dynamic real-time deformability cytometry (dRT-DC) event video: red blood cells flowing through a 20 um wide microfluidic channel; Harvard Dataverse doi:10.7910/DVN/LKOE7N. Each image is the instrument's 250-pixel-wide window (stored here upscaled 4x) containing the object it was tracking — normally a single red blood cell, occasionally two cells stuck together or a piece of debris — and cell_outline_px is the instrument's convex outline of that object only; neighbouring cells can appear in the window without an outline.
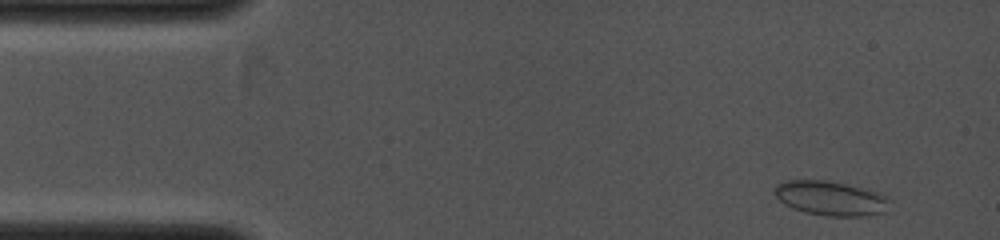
{"species": "common noctule bat (a hibernating species)", "species_latin": "Nyctalus noctula", "temperature_condition": "cold", "stored_images_in_passage": 9, "camera_frame_rate_fps": 4000, "um_per_image_px": 0.085, "animal": {"sex": "female", "body_mass_g": 19.0, "forearm_length_mm": 53.3}, "frame": {"image": 1, "passage_image": 2, "time_ms": 0.5, "image_size_px": [1000, 240], "cell_outline_px": [[892, 212], [864, 216], [824, 216], [804, 212], [792, 208], [784, 204], [776, 196], [772, 188], [776, 184], [788, 180], [828, 180], [848, 184], [864, 188], [876, 192], [892, 200]], "centroid_in_image_um": [70.67, 16.87], "position_along_channel_um": 14.3, "area_um2": 23.76}}